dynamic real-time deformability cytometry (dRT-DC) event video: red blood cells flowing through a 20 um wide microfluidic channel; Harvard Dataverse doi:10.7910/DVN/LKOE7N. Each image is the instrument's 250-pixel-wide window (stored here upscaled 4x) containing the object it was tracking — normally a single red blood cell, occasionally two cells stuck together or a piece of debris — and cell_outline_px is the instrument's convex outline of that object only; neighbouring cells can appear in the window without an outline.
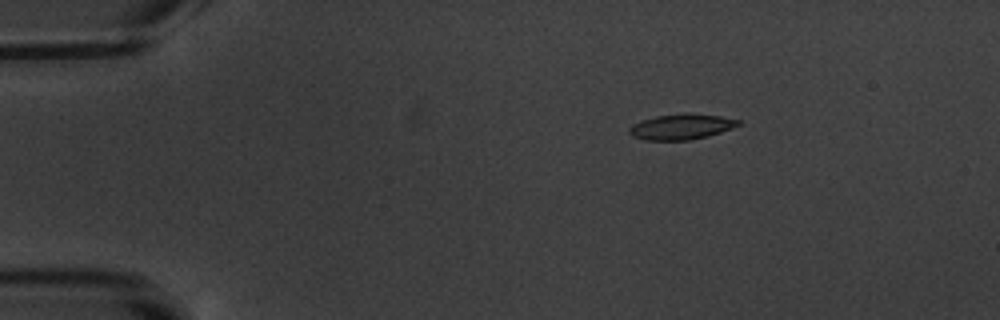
{"species": "common noctule bat (a hibernating species)", "species_latin": "Nyctalus noctula", "temperature_condition": "warm", "stored_images_in_passage": 5, "camera_frame_rate_fps": 3000, "um_per_image_px": 0.085, "animal": {"sex": "male", "body_mass_g": 20.1, "forearm_length_mm": 53.5}, "frame": {"image": 1, "passage_image": 3, "time_ms": 2.333, "image_size_px": [1000, 320], "cell_outline_px": [[740, 124], [732, 128], [708, 136], [688, 140], [644, 140], [632, 136], [628, 132], [628, 128], [632, 124], [640, 120], [656, 116], [684, 112], [720, 116], [740, 120]], "centroid_in_image_um": [57.87, 10.76], "position_along_channel_um": 27.1, "area_um2": 16.36}}